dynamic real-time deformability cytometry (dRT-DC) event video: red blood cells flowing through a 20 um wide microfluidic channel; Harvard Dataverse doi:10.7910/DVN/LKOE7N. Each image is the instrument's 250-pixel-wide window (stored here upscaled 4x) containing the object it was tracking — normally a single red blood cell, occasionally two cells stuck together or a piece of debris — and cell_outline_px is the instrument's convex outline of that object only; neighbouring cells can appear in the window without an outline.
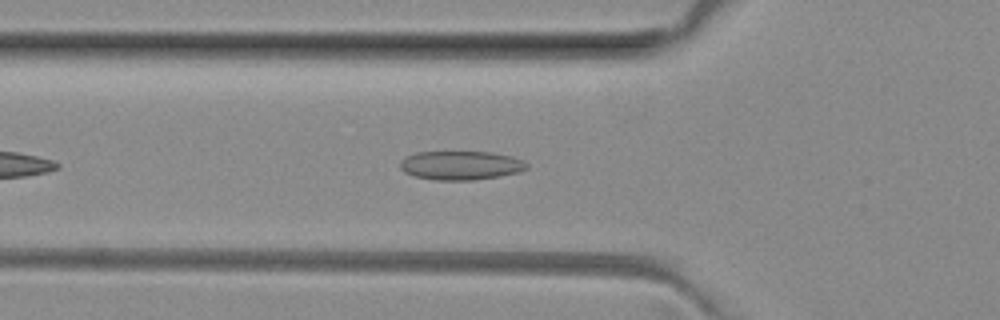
{"species": "common noctule bat (a hibernating species)", "species_latin": "Nyctalus noctula", "temperature_condition": "room temperature", "stored_images_in_passage": 40, "camera_frame_rate_fps": 3000, "um_per_image_px": 0.085, "animal": {"sex": "female", "body_mass_g": 29.2, "forearm_length_mm": 56.3}, "frame": {"image": 1, "passage_image": 7, "time_ms": 2.0, "image_size_px": [1000, 320], "cell_outline_px": [[528, 168], [520, 172], [500, 176], [472, 180], [436, 180], [416, 176], [404, 172], [400, 168], [400, 160], [416, 152], [492, 152], [512, 156], [524, 160], [528, 164]], "centroid_in_image_um": [39.2, 14.05], "position_along_channel_um": 86.6, "area_um2": 21.39}}
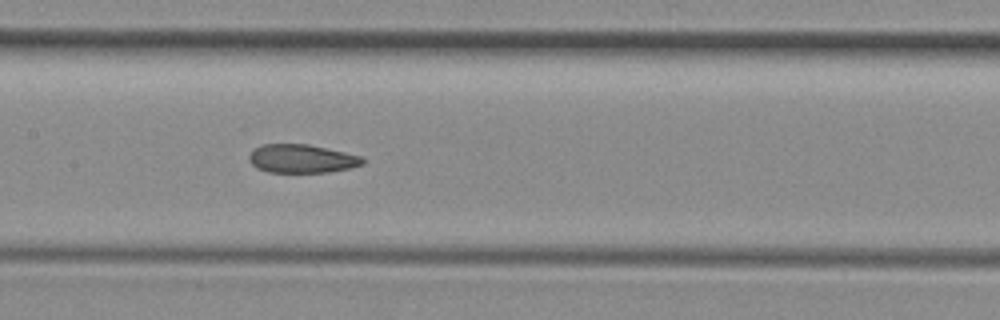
{"frame": {"image": 2, "passage_image": 14, "time_ms": 4.333, "image_size_px": [1000, 320], "cell_outline_px": [[364, 164], [352, 168], [328, 172], [268, 172], [256, 168], [248, 160], [248, 156], [252, 148], [264, 144], [308, 144], [364, 156]], "centroid_in_image_um": [25.65, 13.48], "position_along_channel_um": 181.8, "area_um2": 19.13}}
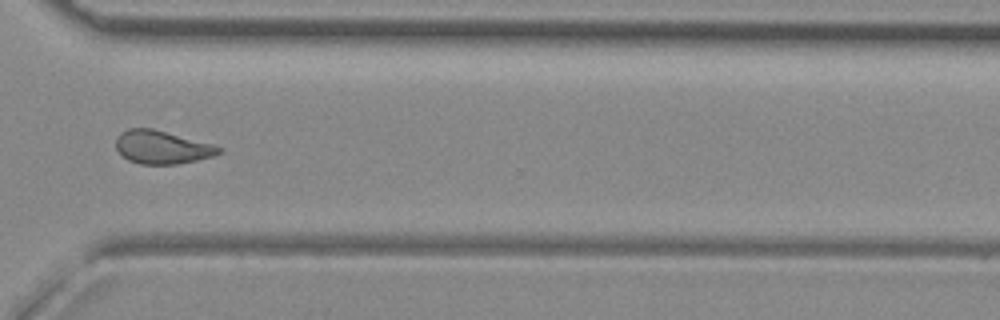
{"frame": {"image": 3, "passage_image": 27, "time_ms": 8.667, "image_size_px": [1000, 320], "cell_outline_px": [[224, 152], [212, 156], [196, 160], [176, 164], [140, 164], [128, 160], [116, 148], [116, 136], [120, 132], [128, 128], [152, 128], [212, 144], [224, 148]], "centroid_in_image_um": [13.77, 12.51], "position_along_channel_um": 356.8, "area_um2": 19.88}, "authors_computed_cell_mechanics": {"area_um2": 20.0566, "velocity_mm_per_s": 4.0488, "shape_relaxation_time_tau1_ms": 8.3075, "shape_relaxation_time_tau2_ms": 2.2313, "deformation_change_tau1": 0.174, "deformation_change_tau2": 0.0913}}